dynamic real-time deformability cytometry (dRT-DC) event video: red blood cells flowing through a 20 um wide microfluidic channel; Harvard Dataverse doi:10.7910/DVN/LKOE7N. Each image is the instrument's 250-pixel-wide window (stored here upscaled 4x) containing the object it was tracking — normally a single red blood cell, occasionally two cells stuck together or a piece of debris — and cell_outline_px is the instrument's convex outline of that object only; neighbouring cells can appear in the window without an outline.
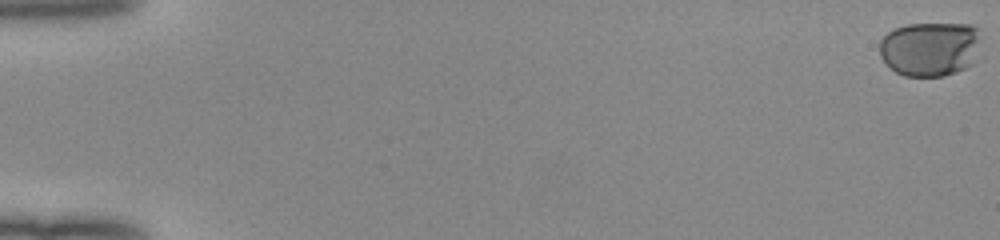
{"species": "human", "species_latin": "Homo sapiens", "temperature_condition": "room temperature", "stored_images_in_passage": 54, "camera_frame_rate_fps": 3000, "um_per_image_px": 0.085, "donor": {"sex": "female"}, "frame": {"image": 1, "passage_image": 1, "time_ms": 0.0, "image_size_px": [1000, 240], "cell_outline_px": [[980, 40], [972, 64], [956, 72], [944, 76], [904, 76], [896, 72], [884, 64], [880, 56], [880, 40], [888, 32], [896, 28], [908, 24], [972, 24], [980, 28]], "centroid_in_image_um": [79.05, 4.15], "position_along_channel_um": 6.0, "area_um2": 32.48}}
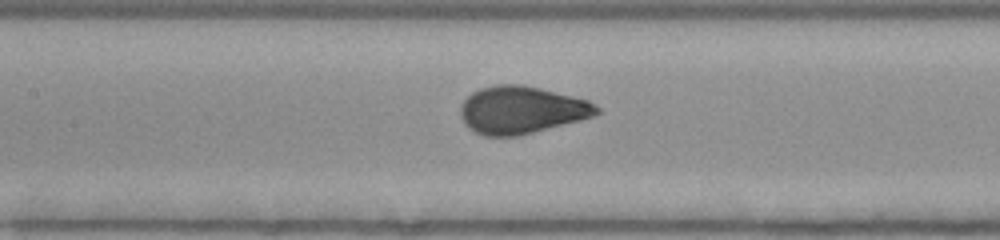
{"frame": {"image": 2, "passage_image": 27, "time_ms": 8.667, "image_size_px": [1000, 240], "cell_outline_px": [[600, 112], [596, 116], [516, 136], [484, 136], [468, 128], [464, 124], [460, 116], [460, 104], [472, 92], [480, 88], [496, 84], [524, 84], [588, 100], [596, 104], [600, 108]], "centroid_in_image_um": [44.31, 9.34], "position_along_channel_um": 163.1, "area_um2": 37.8}}
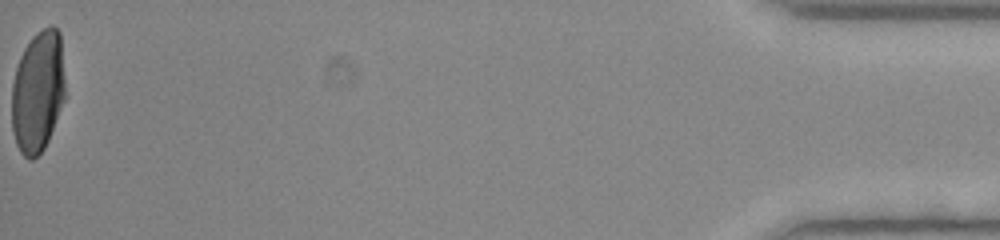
{"frame": {"image": 3, "passage_image": 54, "time_ms": 17.667, "image_size_px": [1000, 240], "cell_outline_px": [[64, 100], [48, 140], [44, 148], [32, 160], [28, 160], [20, 152], [16, 144], [12, 132], [12, 84], [16, 68], [20, 56], [24, 48], [32, 36], [36, 32], [52, 24], [60, 32], [64, 80]], "centroid_in_image_um": [3.2, 7.78], "position_along_channel_um": 432.0, "area_um2": 37.92}, "authors_computed_cell_mechanics": {"area_um2": 37.6567, "velocity_mm_per_s": 4.0084, "shape_relaxation_time_tau1_ms": 4.0585, "shape_relaxation_time_tau2_ms": null, "deformation_change_tau1": 0.1706, "deformation_change_tau2": null}}